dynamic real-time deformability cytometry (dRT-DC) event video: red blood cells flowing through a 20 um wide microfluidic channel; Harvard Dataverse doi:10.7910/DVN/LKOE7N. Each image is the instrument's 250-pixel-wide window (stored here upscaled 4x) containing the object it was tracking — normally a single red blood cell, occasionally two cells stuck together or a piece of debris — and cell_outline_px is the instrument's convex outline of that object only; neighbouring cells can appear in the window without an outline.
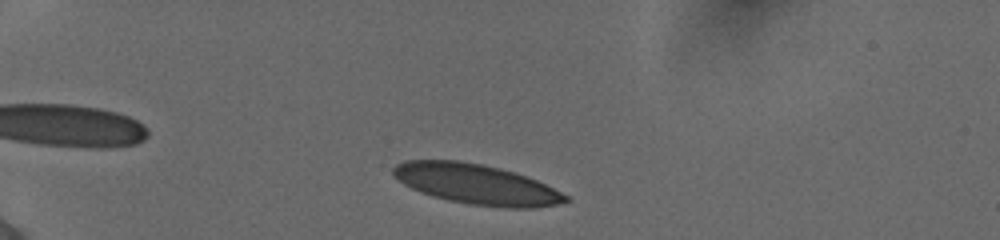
{"species": "human", "species_latin": "Homo sapiens", "temperature_condition": "cold", "stored_images_in_passage": 12, "camera_frame_rate_fps": 3000, "um_per_image_px": 0.085, "donor": {"sex": "female"}, "frame": {"image": 1, "passage_image": 1, "time_ms": 0.0, "image_size_px": [1000, 240], "cell_outline_px": [[572, 200], [556, 204], [536, 208], [504, 208], [468, 204], [448, 200], [432, 196], [420, 192], [404, 184], [392, 172], [392, 168], [396, 164], [404, 160], [456, 160], [480, 164], [500, 168], [516, 172], [536, 180], [568, 196]], "centroid_in_image_um": [40.49, 15.66], "position_along_channel_um": 44.5, "area_um2": 40.23}}
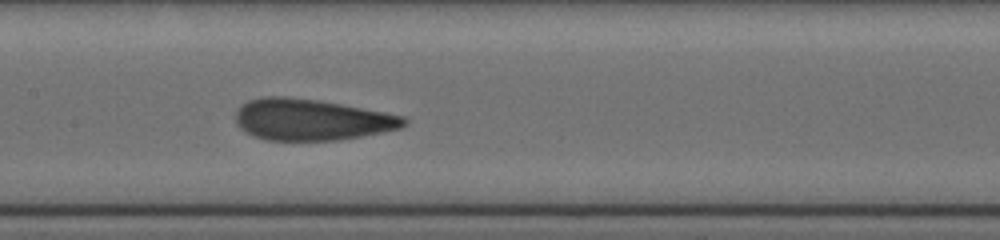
{"frame": {"image": 2, "passage_image": 9, "time_ms": 2.667, "image_size_px": [1000, 240], "cell_outline_px": [[408, 124], [400, 128], [384, 132], [336, 140], [268, 140], [244, 132], [236, 124], [236, 112], [240, 104], [248, 100], [264, 96], [288, 96], [316, 100], [340, 104], [384, 112], [404, 116], [408, 120]], "centroid_in_image_um": [26.45, 10.16], "position_along_channel_um": 181.0, "area_um2": 40.52}}
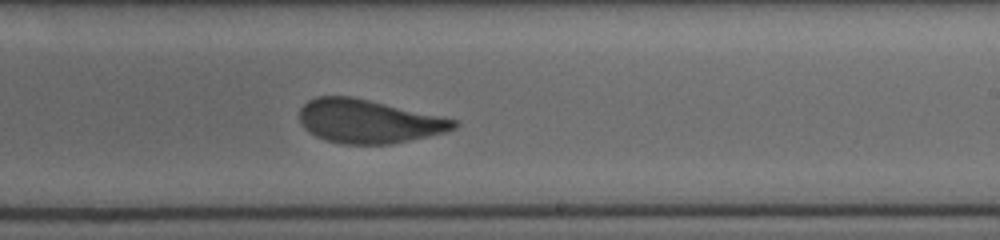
{"frame": {"image": 3, "passage_image": 12, "time_ms": 3.667, "image_size_px": [1000, 240], "cell_outline_px": [[460, 124], [456, 128], [448, 132], [392, 144], [340, 144], [324, 140], [308, 132], [304, 128], [300, 120], [300, 108], [308, 100], [316, 96], [352, 96], [460, 120]], "centroid_in_image_um": [31.36, 10.31], "position_along_channel_um": 257.6, "area_um2": 39.65}}